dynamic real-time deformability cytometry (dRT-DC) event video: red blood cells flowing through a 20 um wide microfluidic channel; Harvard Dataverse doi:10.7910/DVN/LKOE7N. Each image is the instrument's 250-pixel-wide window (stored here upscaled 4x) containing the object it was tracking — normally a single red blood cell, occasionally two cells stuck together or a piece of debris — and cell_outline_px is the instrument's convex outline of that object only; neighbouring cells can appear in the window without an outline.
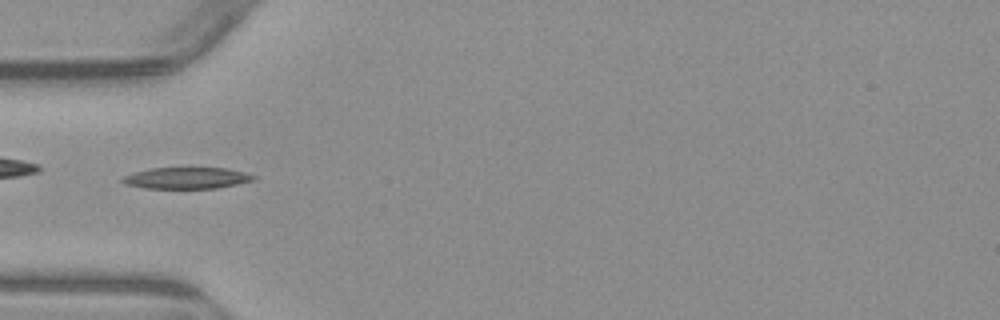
{"species": "common noctule bat (a hibernating species)", "species_latin": "Nyctalus noctula", "temperature_condition": "warm", "stored_images_in_passage": 5, "camera_frame_rate_fps": 3000, "um_per_image_px": 0.085, "animal": {"sex": "male", "body_mass_g": 23.1, "forearm_length_mm": 52.7}, "frame": {"image": 1, "passage_image": 5, "time_ms": 5.667, "image_size_px": [1000, 320], "cell_outline_px": [[256, 180], [216, 188], [144, 188], [124, 184], [120, 180], [124, 176], [136, 172], [152, 168], [224, 168], [244, 172], [256, 176]], "centroid_in_image_um": [15.87, 15.13], "position_along_channel_um": 69.1, "area_um2": 16.18}}